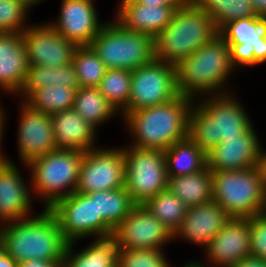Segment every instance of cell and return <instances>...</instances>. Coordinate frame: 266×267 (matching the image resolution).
<instances>
[{
  "label": "cell",
  "mask_w": 266,
  "mask_h": 267,
  "mask_svg": "<svg viewBox=\"0 0 266 267\" xmlns=\"http://www.w3.org/2000/svg\"><path fill=\"white\" fill-rule=\"evenodd\" d=\"M51 119L57 150L86 152L96 149L95 128L73 108L51 114Z\"/></svg>",
  "instance_id": "obj_24"
},
{
  "label": "cell",
  "mask_w": 266,
  "mask_h": 267,
  "mask_svg": "<svg viewBox=\"0 0 266 267\" xmlns=\"http://www.w3.org/2000/svg\"><path fill=\"white\" fill-rule=\"evenodd\" d=\"M167 190L187 207L209 202L212 200V171L207 166L193 174L168 177Z\"/></svg>",
  "instance_id": "obj_25"
},
{
  "label": "cell",
  "mask_w": 266,
  "mask_h": 267,
  "mask_svg": "<svg viewBox=\"0 0 266 267\" xmlns=\"http://www.w3.org/2000/svg\"><path fill=\"white\" fill-rule=\"evenodd\" d=\"M18 168L11 160L0 166V221L4 224L30 217L32 199Z\"/></svg>",
  "instance_id": "obj_20"
},
{
  "label": "cell",
  "mask_w": 266,
  "mask_h": 267,
  "mask_svg": "<svg viewBox=\"0 0 266 267\" xmlns=\"http://www.w3.org/2000/svg\"><path fill=\"white\" fill-rule=\"evenodd\" d=\"M253 125L238 137L226 138L207 154L211 171L243 170L257 166L261 149Z\"/></svg>",
  "instance_id": "obj_18"
},
{
  "label": "cell",
  "mask_w": 266,
  "mask_h": 267,
  "mask_svg": "<svg viewBox=\"0 0 266 267\" xmlns=\"http://www.w3.org/2000/svg\"><path fill=\"white\" fill-rule=\"evenodd\" d=\"M211 17L219 31L228 22L259 16L251 0H194Z\"/></svg>",
  "instance_id": "obj_30"
},
{
  "label": "cell",
  "mask_w": 266,
  "mask_h": 267,
  "mask_svg": "<svg viewBox=\"0 0 266 267\" xmlns=\"http://www.w3.org/2000/svg\"><path fill=\"white\" fill-rule=\"evenodd\" d=\"M209 264H207V267H208ZM184 267H206L204 266L202 263H198V262H194V261H190V262H187V264L184 265Z\"/></svg>",
  "instance_id": "obj_47"
},
{
  "label": "cell",
  "mask_w": 266,
  "mask_h": 267,
  "mask_svg": "<svg viewBox=\"0 0 266 267\" xmlns=\"http://www.w3.org/2000/svg\"><path fill=\"white\" fill-rule=\"evenodd\" d=\"M125 187L124 156L121 149L84 152L76 192L89 194Z\"/></svg>",
  "instance_id": "obj_12"
},
{
  "label": "cell",
  "mask_w": 266,
  "mask_h": 267,
  "mask_svg": "<svg viewBox=\"0 0 266 267\" xmlns=\"http://www.w3.org/2000/svg\"><path fill=\"white\" fill-rule=\"evenodd\" d=\"M131 94L125 118L136 110L172 101L180 95L177 87L176 66L154 59L131 71Z\"/></svg>",
  "instance_id": "obj_10"
},
{
  "label": "cell",
  "mask_w": 266,
  "mask_h": 267,
  "mask_svg": "<svg viewBox=\"0 0 266 267\" xmlns=\"http://www.w3.org/2000/svg\"><path fill=\"white\" fill-rule=\"evenodd\" d=\"M29 65L61 67L72 64L78 47L66 40L49 23L28 26L22 32Z\"/></svg>",
  "instance_id": "obj_14"
},
{
  "label": "cell",
  "mask_w": 266,
  "mask_h": 267,
  "mask_svg": "<svg viewBox=\"0 0 266 267\" xmlns=\"http://www.w3.org/2000/svg\"><path fill=\"white\" fill-rule=\"evenodd\" d=\"M65 86L77 91L80 88L76 70L73 64L61 67L29 65L27 78L20 92L26 99L32 92L46 86Z\"/></svg>",
  "instance_id": "obj_28"
},
{
  "label": "cell",
  "mask_w": 266,
  "mask_h": 267,
  "mask_svg": "<svg viewBox=\"0 0 266 267\" xmlns=\"http://www.w3.org/2000/svg\"><path fill=\"white\" fill-rule=\"evenodd\" d=\"M230 218L214 200L188 207L181 226L174 233V239L181 236L190 243L206 247Z\"/></svg>",
  "instance_id": "obj_19"
},
{
  "label": "cell",
  "mask_w": 266,
  "mask_h": 267,
  "mask_svg": "<svg viewBox=\"0 0 266 267\" xmlns=\"http://www.w3.org/2000/svg\"><path fill=\"white\" fill-rule=\"evenodd\" d=\"M4 114H5V112H4V110L3 109H1V107H0V166L2 165V164H4L6 161H8V159H7V157L4 155V154H1V141H2V135H3V130H4V118H5V116H4Z\"/></svg>",
  "instance_id": "obj_45"
},
{
  "label": "cell",
  "mask_w": 266,
  "mask_h": 267,
  "mask_svg": "<svg viewBox=\"0 0 266 267\" xmlns=\"http://www.w3.org/2000/svg\"><path fill=\"white\" fill-rule=\"evenodd\" d=\"M29 7L24 0H0V33H22L29 26L25 25Z\"/></svg>",
  "instance_id": "obj_36"
},
{
  "label": "cell",
  "mask_w": 266,
  "mask_h": 267,
  "mask_svg": "<svg viewBox=\"0 0 266 267\" xmlns=\"http://www.w3.org/2000/svg\"><path fill=\"white\" fill-rule=\"evenodd\" d=\"M163 152L167 177L189 175L207 167V154L189 137L175 142Z\"/></svg>",
  "instance_id": "obj_27"
},
{
  "label": "cell",
  "mask_w": 266,
  "mask_h": 267,
  "mask_svg": "<svg viewBox=\"0 0 266 267\" xmlns=\"http://www.w3.org/2000/svg\"><path fill=\"white\" fill-rule=\"evenodd\" d=\"M76 91L65 86H46L32 92L25 104L31 109L47 114H54L73 108Z\"/></svg>",
  "instance_id": "obj_32"
},
{
  "label": "cell",
  "mask_w": 266,
  "mask_h": 267,
  "mask_svg": "<svg viewBox=\"0 0 266 267\" xmlns=\"http://www.w3.org/2000/svg\"><path fill=\"white\" fill-rule=\"evenodd\" d=\"M236 68L231 48L218 34L176 66L179 93L194 100L198 93L224 94L223 83Z\"/></svg>",
  "instance_id": "obj_4"
},
{
  "label": "cell",
  "mask_w": 266,
  "mask_h": 267,
  "mask_svg": "<svg viewBox=\"0 0 266 267\" xmlns=\"http://www.w3.org/2000/svg\"><path fill=\"white\" fill-rule=\"evenodd\" d=\"M216 35L214 21L195 2L177 9L155 38V59L177 66Z\"/></svg>",
  "instance_id": "obj_5"
},
{
  "label": "cell",
  "mask_w": 266,
  "mask_h": 267,
  "mask_svg": "<svg viewBox=\"0 0 266 267\" xmlns=\"http://www.w3.org/2000/svg\"><path fill=\"white\" fill-rule=\"evenodd\" d=\"M192 102L195 100L180 94L172 101L128 114L124 122L135 139L131 146L165 151L188 138Z\"/></svg>",
  "instance_id": "obj_2"
},
{
  "label": "cell",
  "mask_w": 266,
  "mask_h": 267,
  "mask_svg": "<svg viewBox=\"0 0 266 267\" xmlns=\"http://www.w3.org/2000/svg\"><path fill=\"white\" fill-rule=\"evenodd\" d=\"M73 109L95 129L117 114L97 87H80L75 94Z\"/></svg>",
  "instance_id": "obj_29"
},
{
  "label": "cell",
  "mask_w": 266,
  "mask_h": 267,
  "mask_svg": "<svg viewBox=\"0 0 266 267\" xmlns=\"http://www.w3.org/2000/svg\"><path fill=\"white\" fill-rule=\"evenodd\" d=\"M28 57L22 33H0V87L20 93L27 78Z\"/></svg>",
  "instance_id": "obj_22"
},
{
  "label": "cell",
  "mask_w": 266,
  "mask_h": 267,
  "mask_svg": "<svg viewBox=\"0 0 266 267\" xmlns=\"http://www.w3.org/2000/svg\"><path fill=\"white\" fill-rule=\"evenodd\" d=\"M135 205L125 187L96 192L97 216L113 231Z\"/></svg>",
  "instance_id": "obj_31"
},
{
  "label": "cell",
  "mask_w": 266,
  "mask_h": 267,
  "mask_svg": "<svg viewBox=\"0 0 266 267\" xmlns=\"http://www.w3.org/2000/svg\"><path fill=\"white\" fill-rule=\"evenodd\" d=\"M212 200L230 217L250 218L266 211V192L258 167L212 171Z\"/></svg>",
  "instance_id": "obj_6"
},
{
  "label": "cell",
  "mask_w": 266,
  "mask_h": 267,
  "mask_svg": "<svg viewBox=\"0 0 266 267\" xmlns=\"http://www.w3.org/2000/svg\"><path fill=\"white\" fill-rule=\"evenodd\" d=\"M251 2L257 14L266 18V0H251Z\"/></svg>",
  "instance_id": "obj_46"
},
{
  "label": "cell",
  "mask_w": 266,
  "mask_h": 267,
  "mask_svg": "<svg viewBox=\"0 0 266 267\" xmlns=\"http://www.w3.org/2000/svg\"><path fill=\"white\" fill-rule=\"evenodd\" d=\"M173 234L179 229L188 207L168 190L149 198L143 204Z\"/></svg>",
  "instance_id": "obj_33"
},
{
  "label": "cell",
  "mask_w": 266,
  "mask_h": 267,
  "mask_svg": "<svg viewBox=\"0 0 266 267\" xmlns=\"http://www.w3.org/2000/svg\"><path fill=\"white\" fill-rule=\"evenodd\" d=\"M137 3L143 5H166L181 9L185 7L190 1L189 0H135Z\"/></svg>",
  "instance_id": "obj_40"
},
{
  "label": "cell",
  "mask_w": 266,
  "mask_h": 267,
  "mask_svg": "<svg viewBox=\"0 0 266 267\" xmlns=\"http://www.w3.org/2000/svg\"><path fill=\"white\" fill-rule=\"evenodd\" d=\"M257 167L260 173V178L262 180V185L266 192V151L261 147Z\"/></svg>",
  "instance_id": "obj_42"
},
{
  "label": "cell",
  "mask_w": 266,
  "mask_h": 267,
  "mask_svg": "<svg viewBox=\"0 0 266 267\" xmlns=\"http://www.w3.org/2000/svg\"><path fill=\"white\" fill-rule=\"evenodd\" d=\"M118 249H163L174 234L155 218L143 204H136L114 229Z\"/></svg>",
  "instance_id": "obj_13"
},
{
  "label": "cell",
  "mask_w": 266,
  "mask_h": 267,
  "mask_svg": "<svg viewBox=\"0 0 266 267\" xmlns=\"http://www.w3.org/2000/svg\"><path fill=\"white\" fill-rule=\"evenodd\" d=\"M50 210L56 216L61 232L69 243L89 235H96L97 238L113 235V230L101 216H97L96 192H74L59 199Z\"/></svg>",
  "instance_id": "obj_11"
},
{
  "label": "cell",
  "mask_w": 266,
  "mask_h": 267,
  "mask_svg": "<svg viewBox=\"0 0 266 267\" xmlns=\"http://www.w3.org/2000/svg\"><path fill=\"white\" fill-rule=\"evenodd\" d=\"M162 249H118L117 267H170Z\"/></svg>",
  "instance_id": "obj_37"
},
{
  "label": "cell",
  "mask_w": 266,
  "mask_h": 267,
  "mask_svg": "<svg viewBox=\"0 0 266 267\" xmlns=\"http://www.w3.org/2000/svg\"><path fill=\"white\" fill-rule=\"evenodd\" d=\"M74 244L68 243L62 267H117L118 248L113 236L96 238L75 255L72 249Z\"/></svg>",
  "instance_id": "obj_26"
},
{
  "label": "cell",
  "mask_w": 266,
  "mask_h": 267,
  "mask_svg": "<svg viewBox=\"0 0 266 267\" xmlns=\"http://www.w3.org/2000/svg\"><path fill=\"white\" fill-rule=\"evenodd\" d=\"M203 248L210 267H231L250 257V218L231 217Z\"/></svg>",
  "instance_id": "obj_15"
},
{
  "label": "cell",
  "mask_w": 266,
  "mask_h": 267,
  "mask_svg": "<svg viewBox=\"0 0 266 267\" xmlns=\"http://www.w3.org/2000/svg\"><path fill=\"white\" fill-rule=\"evenodd\" d=\"M83 156L81 151L56 149L27 165L31 168L33 192L42 197L45 209L76 192Z\"/></svg>",
  "instance_id": "obj_8"
},
{
  "label": "cell",
  "mask_w": 266,
  "mask_h": 267,
  "mask_svg": "<svg viewBox=\"0 0 266 267\" xmlns=\"http://www.w3.org/2000/svg\"><path fill=\"white\" fill-rule=\"evenodd\" d=\"M231 267H266V261L250 256Z\"/></svg>",
  "instance_id": "obj_43"
},
{
  "label": "cell",
  "mask_w": 266,
  "mask_h": 267,
  "mask_svg": "<svg viewBox=\"0 0 266 267\" xmlns=\"http://www.w3.org/2000/svg\"><path fill=\"white\" fill-rule=\"evenodd\" d=\"M128 148L122 147L125 188L135 204H144L149 198L167 190L165 155L157 149Z\"/></svg>",
  "instance_id": "obj_9"
},
{
  "label": "cell",
  "mask_w": 266,
  "mask_h": 267,
  "mask_svg": "<svg viewBox=\"0 0 266 267\" xmlns=\"http://www.w3.org/2000/svg\"><path fill=\"white\" fill-rule=\"evenodd\" d=\"M131 71L126 69H107L98 85L99 91L118 112L128 107L131 94Z\"/></svg>",
  "instance_id": "obj_34"
},
{
  "label": "cell",
  "mask_w": 266,
  "mask_h": 267,
  "mask_svg": "<svg viewBox=\"0 0 266 267\" xmlns=\"http://www.w3.org/2000/svg\"><path fill=\"white\" fill-rule=\"evenodd\" d=\"M25 2H27L31 7L40 3V1L42 0H24Z\"/></svg>",
  "instance_id": "obj_48"
},
{
  "label": "cell",
  "mask_w": 266,
  "mask_h": 267,
  "mask_svg": "<svg viewBox=\"0 0 266 267\" xmlns=\"http://www.w3.org/2000/svg\"><path fill=\"white\" fill-rule=\"evenodd\" d=\"M0 267H18V263L5 252L3 244L0 242Z\"/></svg>",
  "instance_id": "obj_44"
},
{
  "label": "cell",
  "mask_w": 266,
  "mask_h": 267,
  "mask_svg": "<svg viewBox=\"0 0 266 267\" xmlns=\"http://www.w3.org/2000/svg\"><path fill=\"white\" fill-rule=\"evenodd\" d=\"M18 127V153L27 166L32 160L56 150L51 115L22 104Z\"/></svg>",
  "instance_id": "obj_17"
},
{
  "label": "cell",
  "mask_w": 266,
  "mask_h": 267,
  "mask_svg": "<svg viewBox=\"0 0 266 267\" xmlns=\"http://www.w3.org/2000/svg\"><path fill=\"white\" fill-rule=\"evenodd\" d=\"M80 87H98L107 68L90 46H78L73 55Z\"/></svg>",
  "instance_id": "obj_35"
},
{
  "label": "cell",
  "mask_w": 266,
  "mask_h": 267,
  "mask_svg": "<svg viewBox=\"0 0 266 267\" xmlns=\"http://www.w3.org/2000/svg\"><path fill=\"white\" fill-rule=\"evenodd\" d=\"M63 261H45L41 259H30L18 264V267H62Z\"/></svg>",
  "instance_id": "obj_41"
},
{
  "label": "cell",
  "mask_w": 266,
  "mask_h": 267,
  "mask_svg": "<svg viewBox=\"0 0 266 267\" xmlns=\"http://www.w3.org/2000/svg\"><path fill=\"white\" fill-rule=\"evenodd\" d=\"M218 34L231 48L237 66H253V47L266 34V18H241L224 25Z\"/></svg>",
  "instance_id": "obj_23"
},
{
  "label": "cell",
  "mask_w": 266,
  "mask_h": 267,
  "mask_svg": "<svg viewBox=\"0 0 266 267\" xmlns=\"http://www.w3.org/2000/svg\"><path fill=\"white\" fill-rule=\"evenodd\" d=\"M250 254L266 261V211L250 217Z\"/></svg>",
  "instance_id": "obj_38"
},
{
  "label": "cell",
  "mask_w": 266,
  "mask_h": 267,
  "mask_svg": "<svg viewBox=\"0 0 266 267\" xmlns=\"http://www.w3.org/2000/svg\"><path fill=\"white\" fill-rule=\"evenodd\" d=\"M95 0H62L60 15L49 24L66 40L89 46L104 23L98 21Z\"/></svg>",
  "instance_id": "obj_16"
},
{
  "label": "cell",
  "mask_w": 266,
  "mask_h": 267,
  "mask_svg": "<svg viewBox=\"0 0 266 267\" xmlns=\"http://www.w3.org/2000/svg\"><path fill=\"white\" fill-rule=\"evenodd\" d=\"M209 97L192 105L188 128V137L206 154L226 138L238 137L252 126L243 105L229 92Z\"/></svg>",
  "instance_id": "obj_3"
},
{
  "label": "cell",
  "mask_w": 266,
  "mask_h": 267,
  "mask_svg": "<svg viewBox=\"0 0 266 267\" xmlns=\"http://www.w3.org/2000/svg\"><path fill=\"white\" fill-rule=\"evenodd\" d=\"M176 10L166 5H143L135 0H122L115 21L126 30L155 38L170 24Z\"/></svg>",
  "instance_id": "obj_21"
},
{
  "label": "cell",
  "mask_w": 266,
  "mask_h": 267,
  "mask_svg": "<svg viewBox=\"0 0 266 267\" xmlns=\"http://www.w3.org/2000/svg\"><path fill=\"white\" fill-rule=\"evenodd\" d=\"M89 46L107 69L133 71L155 59L153 37L126 30L115 20L105 23Z\"/></svg>",
  "instance_id": "obj_7"
},
{
  "label": "cell",
  "mask_w": 266,
  "mask_h": 267,
  "mask_svg": "<svg viewBox=\"0 0 266 267\" xmlns=\"http://www.w3.org/2000/svg\"><path fill=\"white\" fill-rule=\"evenodd\" d=\"M0 242L18 264L30 259L63 261L69 243L54 213L45 208L36 217L3 223Z\"/></svg>",
  "instance_id": "obj_1"
},
{
  "label": "cell",
  "mask_w": 266,
  "mask_h": 267,
  "mask_svg": "<svg viewBox=\"0 0 266 267\" xmlns=\"http://www.w3.org/2000/svg\"><path fill=\"white\" fill-rule=\"evenodd\" d=\"M253 47V66L266 61V34Z\"/></svg>",
  "instance_id": "obj_39"
}]
</instances>
